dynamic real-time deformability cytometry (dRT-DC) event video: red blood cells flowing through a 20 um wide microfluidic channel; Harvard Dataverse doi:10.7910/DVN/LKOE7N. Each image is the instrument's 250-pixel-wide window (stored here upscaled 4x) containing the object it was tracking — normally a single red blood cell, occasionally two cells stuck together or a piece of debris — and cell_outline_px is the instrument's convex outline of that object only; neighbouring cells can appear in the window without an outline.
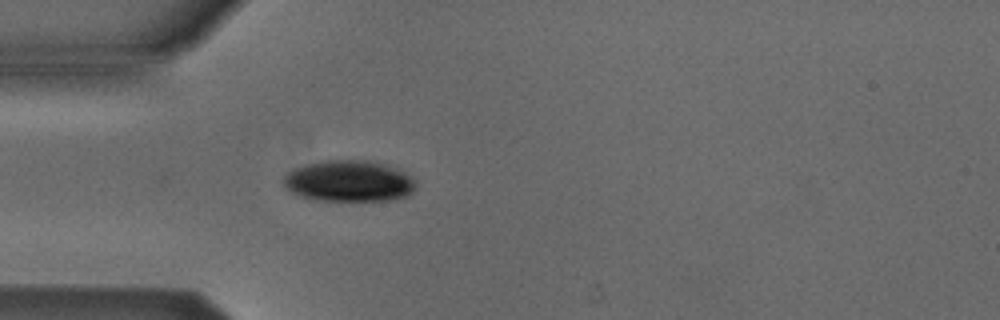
{"species": "Egyptian fruit bat (a non-hibernating species)", "species_latin": "Rousettus aegyptiacus", "temperature_condition": "cold", "stored_images_in_passage": 27, "camera_frame_rate_fps": 3000, "um_per_image_px": 0.085, "animal": {"sex": "male"}, "frame": {"image": 1, "passage_image": 5, "time_ms": 1.333, "image_size_px": [1000, 320], "cell_outline_px": [[416, 184], [412, 192], [408, 196], [396, 200], [316, 200], [300, 196], [292, 192], [280, 180], [288, 172], [296, 168], [308, 164], [328, 160], [368, 160], [388, 164], [400, 168], [412, 176], [416, 180]], "centroid_in_image_um": [29.73, 15.38], "position_along_channel_um": 55.3, "area_um2": 32.14}}
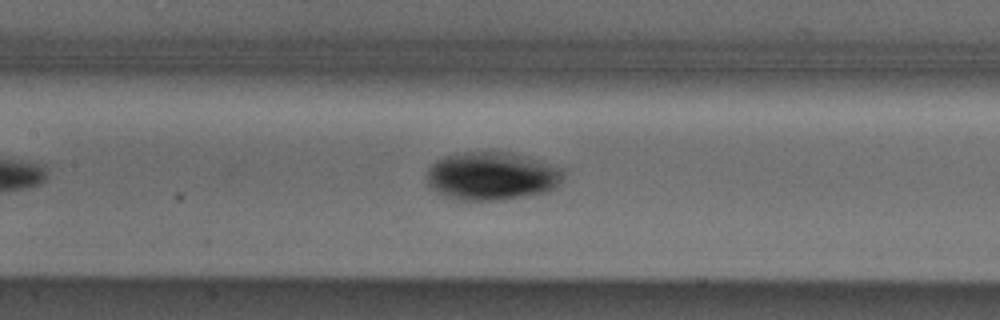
{"frame": {"image": 2, "passage_image": 14, "time_ms": 4.333, "image_size_px": [1000, 320], "cell_outline_px": [[564, 172], [560, 184], [556, 188], [548, 192], [500, 200], [456, 200], [436, 192], [428, 184], [428, 168], [436, 160], [444, 156], [464, 152], [508, 152], [524, 156], [564, 168]], "centroid_in_image_um": [41.82, 14.97], "position_along_channel_um": 165.6, "area_um2": 38.44}}
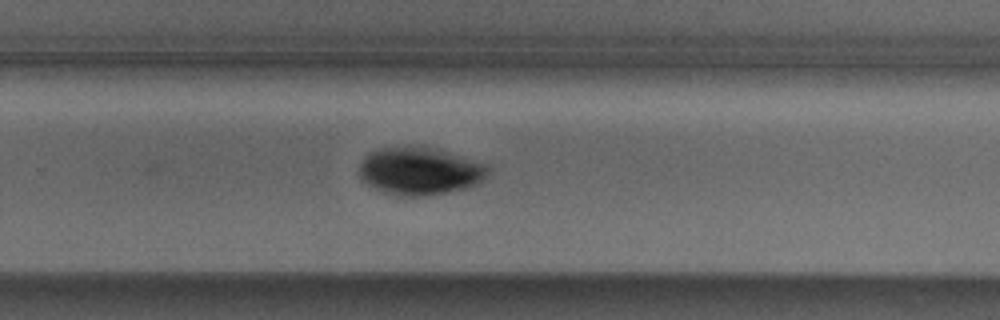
{"frame": {"image": 3, "passage_image": 24, "time_ms": 7.667, "image_size_px": [1000, 320], "cell_outline_px": [[488, 172], [476, 184], [464, 188], [448, 192], [416, 196], [396, 196], [384, 192], [364, 180], [360, 176], [360, 164], [364, 156], [368, 152], [376, 148], [404, 144], [432, 148], [448, 152], [488, 164]], "centroid_in_image_um": [35.64, 14.5], "position_along_channel_um": 294.2, "area_um2": 35.72}}